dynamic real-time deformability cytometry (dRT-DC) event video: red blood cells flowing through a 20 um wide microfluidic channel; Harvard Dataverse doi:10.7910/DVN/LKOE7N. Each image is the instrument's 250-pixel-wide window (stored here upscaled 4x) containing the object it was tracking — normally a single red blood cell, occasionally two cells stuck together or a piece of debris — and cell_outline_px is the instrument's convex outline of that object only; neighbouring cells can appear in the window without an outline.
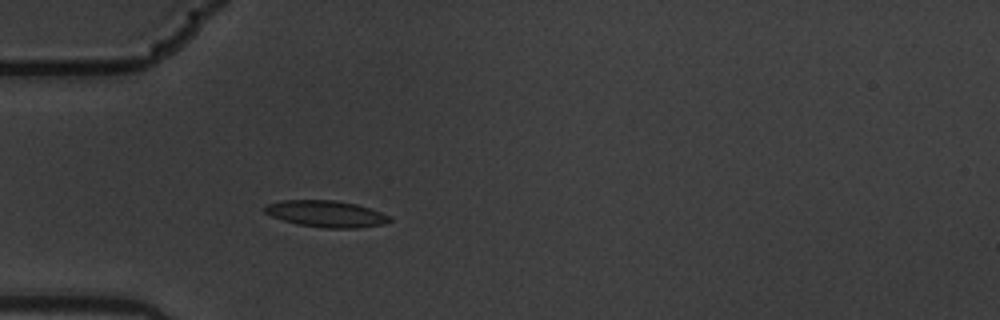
{"species": "common noctule bat (a hibernating species)", "species_latin": "Nyctalus noctula", "temperature_condition": "warm", "stored_images_in_passage": 5, "camera_frame_rate_fps": 3000, "um_per_image_px": 0.085, "animal": {"sex": "male", "body_mass_g": 19.5, "forearm_length_mm": 54.6}, "frame": {"image": 1, "passage_image": 5, "time_ms": 1.333, "image_size_px": [1000, 320], "cell_outline_px": [[392, 220], [384, 224], [356, 228], [324, 228], [296, 224], [272, 216], [264, 212], [264, 208], [268, 204], [280, 200], [336, 200], [356, 204], [392, 216]], "centroid_in_image_um": [27.74, 18.17], "position_along_channel_um": 57.3, "area_um2": 19.31}}